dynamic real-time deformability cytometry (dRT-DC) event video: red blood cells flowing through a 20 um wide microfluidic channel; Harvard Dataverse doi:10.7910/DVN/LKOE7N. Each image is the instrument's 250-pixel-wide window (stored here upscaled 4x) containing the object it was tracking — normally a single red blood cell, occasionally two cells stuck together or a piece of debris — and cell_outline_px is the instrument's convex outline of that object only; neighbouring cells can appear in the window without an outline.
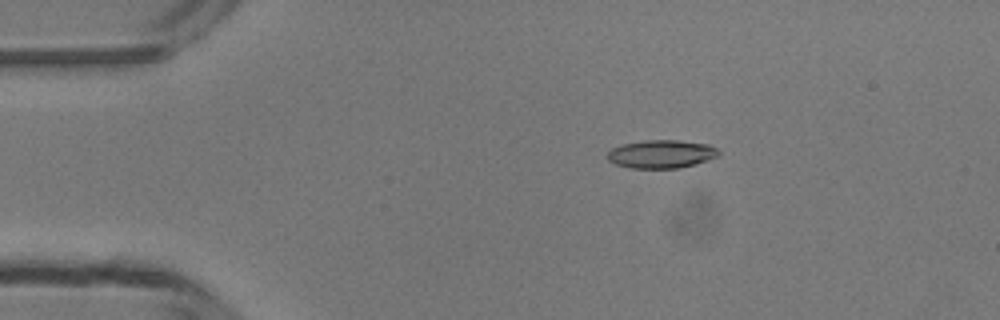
{"species": "common noctule bat (a hibernating species)", "species_latin": "Nyctalus noctula", "temperature_condition": "room temperature", "stored_images_in_passage": 49, "camera_frame_rate_fps": 3000, "um_per_image_px": 0.085, "animal": {"sex": "male", "body_mass_g": 13.3}, "frame": {"image": 1, "passage_image": 9, "time_ms": 2.667, "image_size_px": [1000, 320], "cell_outline_px": [[720, 152], [716, 156], [708, 160], [696, 164], [680, 168], [628, 168], [616, 164], [608, 160], [608, 152], [612, 148], [624, 144], [644, 140], [676, 140], [708, 144], [716, 148]], "centroid_in_image_um": [56.21, 13.1], "position_along_channel_um": 28.8, "area_um2": 18.21}}
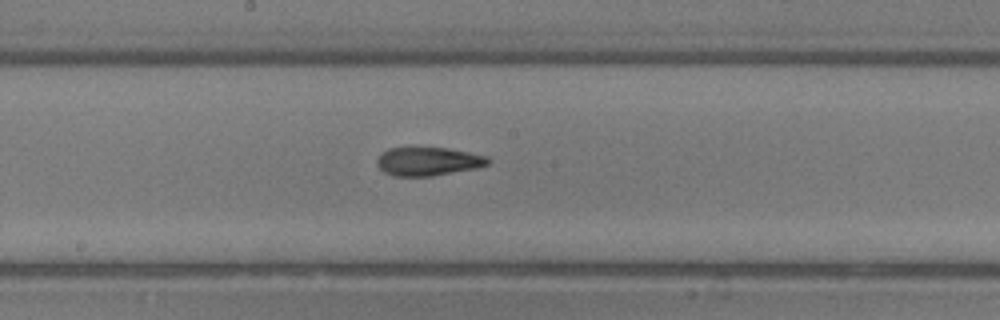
{"frame": {"image": 2, "passage_image": 26, "time_ms": 8.333, "image_size_px": [1000, 320], "cell_outline_px": [[492, 160], [488, 164], [476, 168], [432, 176], [392, 176], [384, 172], [376, 164], [376, 160], [380, 152], [388, 148], [448, 148], [488, 156]], "centroid_in_image_um": [36.37, 13.72], "position_along_channel_um": 211.8, "area_um2": 18.55}}
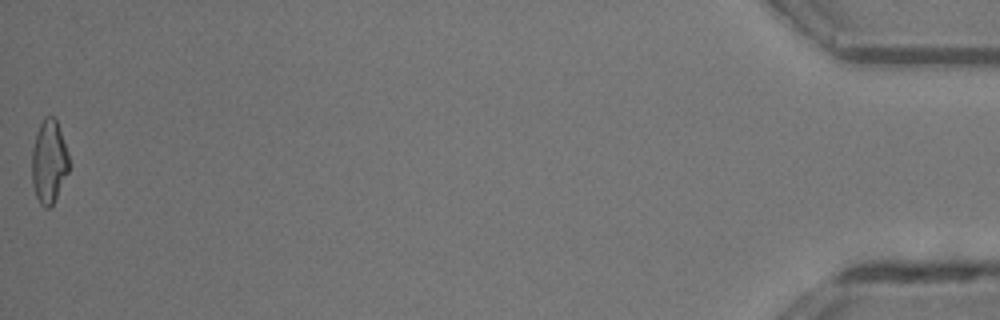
{"frame": {"image": 3, "passage_image": 49, "time_ms": 16.0, "image_size_px": [1000, 320], "cell_outline_px": [[68, 172], [52, 204], [48, 208], [44, 208], [40, 204], [36, 196], [32, 184], [32, 148], [36, 132], [44, 116], [52, 116], [56, 120], [68, 152]], "centroid_in_image_um": [4.14, 13.73], "position_along_channel_um": 431.1, "area_um2": 17.8}, "authors_computed_cell_mechanics": {"area_um2": 18.2648, "velocity_mm_per_s": 4.2152, "shape_relaxation_time_tau1_ms": 4.9554, "shape_relaxation_time_tau2_ms": 2.9015, "deformation_change_tau1": 0.1841, "deformation_change_tau2": 0.1001}}